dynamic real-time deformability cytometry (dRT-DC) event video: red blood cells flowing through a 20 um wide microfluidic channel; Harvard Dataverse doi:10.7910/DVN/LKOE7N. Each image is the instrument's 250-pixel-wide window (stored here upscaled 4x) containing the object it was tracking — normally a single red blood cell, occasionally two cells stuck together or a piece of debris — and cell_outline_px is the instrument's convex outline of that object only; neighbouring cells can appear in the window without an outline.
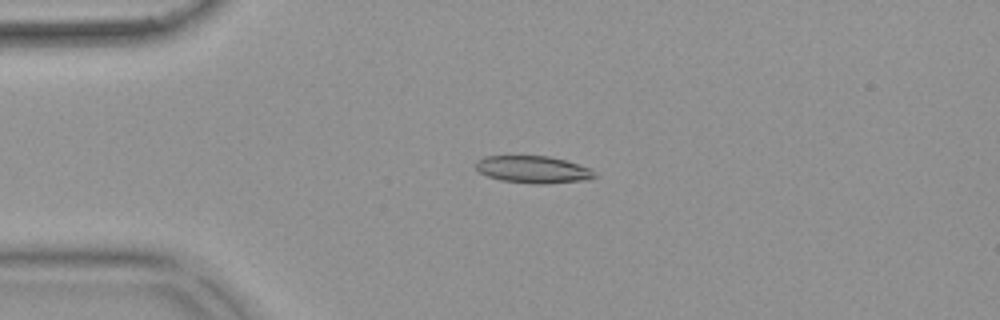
{"species": "common noctule bat (a hibernating species)", "species_latin": "Nyctalus noctula", "temperature_condition": "warm", "stored_images_in_passage": 54, "camera_frame_rate_fps": 3000, "um_per_image_px": 0.085, "animal": {"sex": "female", "body_mass_g": 18.4}, "frame": {"image": 1, "passage_image": 13, "time_ms": 4.0, "image_size_px": [1000, 320], "cell_outline_px": [[596, 176], [588, 180], [544, 184], [536, 184], [500, 180], [488, 176], [480, 172], [476, 168], [476, 160], [488, 156], [548, 156], [564, 160], [588, 168]], "centroid_in_image_um": [45.28, 14.41], "position_along_channel_um": 39.7, "area_um2": 18.55}}
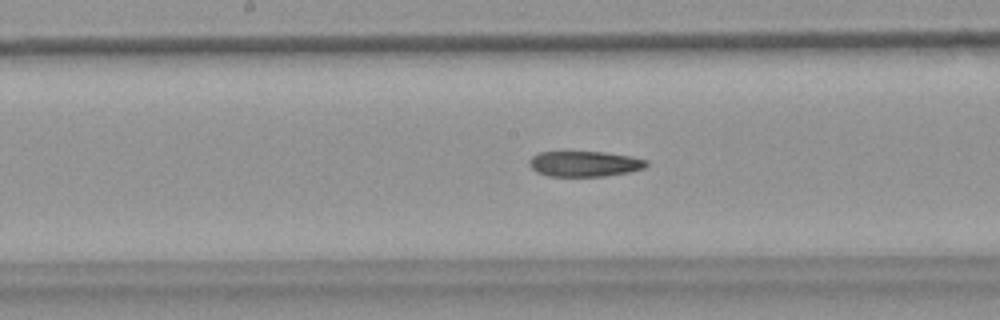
{"frame": {"image": 2, "passage_image": 28, "time_ms": 9.0, "image_size_px": [1000, 320], "cell_outline_px": [[648, 164], [644, 168], [628, 172], [604, 176], [548, 176], [536, 172], [528, 164], [528, 160], [532, 156], [540, 152], [604, 152], [632, 156], [648, 160]], "centroid_in_image_um": [49.68, 13.92], "position_along_channel_um": 198.5, "area_um2": 17.46}}
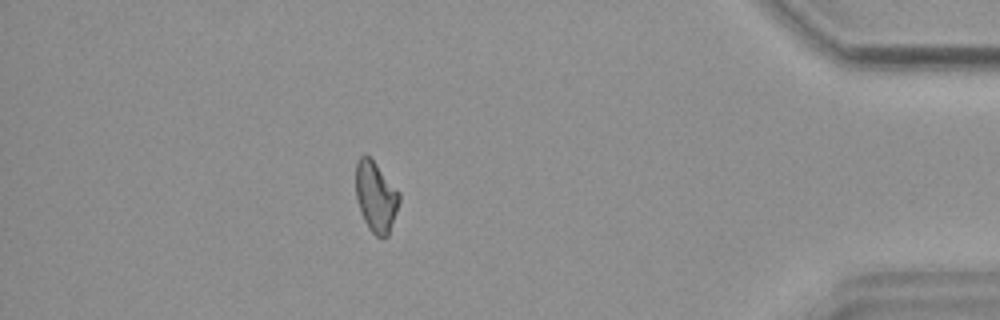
{"frame": {"image": 3, "passage_image": 48, "time_ms": 15.667, "image_size_px": [1000, 320], "cell_outline_px": [[400, 200], [388, 236], [376, 236], [368, 228], [360, 212], [356, 200], [356, 164], [360, 156], [364, 152], [372, 156], [400, 192]], "centroid_in_image_um": [31.94, 16.64], "position_along_channel_um": 403.3, "area_um2": 18.26}}